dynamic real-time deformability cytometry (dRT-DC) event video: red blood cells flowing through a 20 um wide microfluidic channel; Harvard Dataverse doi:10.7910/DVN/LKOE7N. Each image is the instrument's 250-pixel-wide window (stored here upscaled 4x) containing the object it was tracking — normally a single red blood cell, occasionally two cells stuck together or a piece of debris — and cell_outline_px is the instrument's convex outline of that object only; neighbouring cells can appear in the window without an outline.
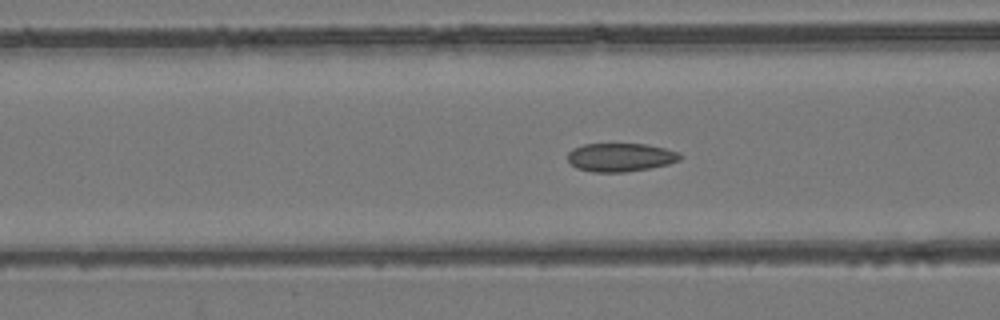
{"species": "common noctule bat (a hibernating species)", "species_latin": "Nyctalus noctula", "temperature_condition": "room temperature", "stored_images_in_passage": 48, "camera_frame_rate_fps": 3000, "um_per_image_px": 0.085, "animal": {"sex": "female", "body_mass_g": 24.6, "forearm_length_mm": 56.2}, "frame": {"image": 1, "passage_image": 16, "time_ms": 5.0, "image_size_px": [1000, 320], "cell_outline_px": [[684, 156], [680, 160], [668, 164], [648, 168], [624, 172], [592, 172], [576, 168], [568, 160], [568, 152], [572, 148], [584, 144], [648, 144], [680, 152]], "centroid_in_image_um": [52.75, 13.36], "position_along_channel_um": 113.8, "area_um2": 18.73}}
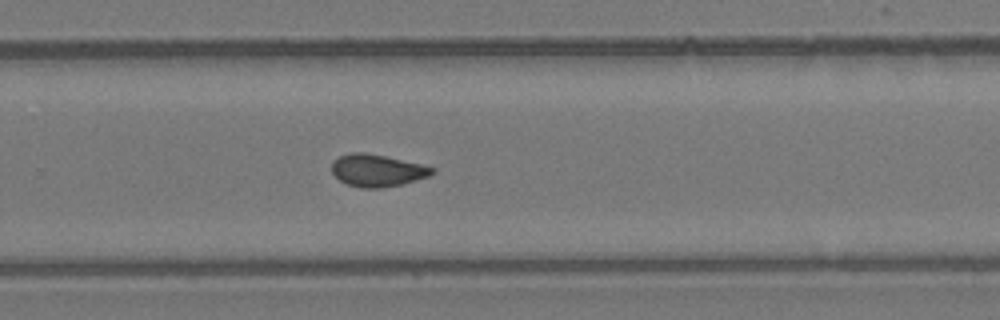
{"frame": {"image": 2, "passage_image": 30, "time_ms": 9.667, "image_size_px": [1000, 320], "cell_outline_px": [[436, 172], [428, 176], [400, 184], [384, 188], [360, 188], [348, 184], [340, 180], [332, 172], [332, 160], [340, 156], [352, 152], [364, 152], [384, 156], [420, 164], [436, 168]], "centroid_in_image_um": [32.05, 14.49], "position_along_channel_um": 297.8, "area_um2": 18.67}}
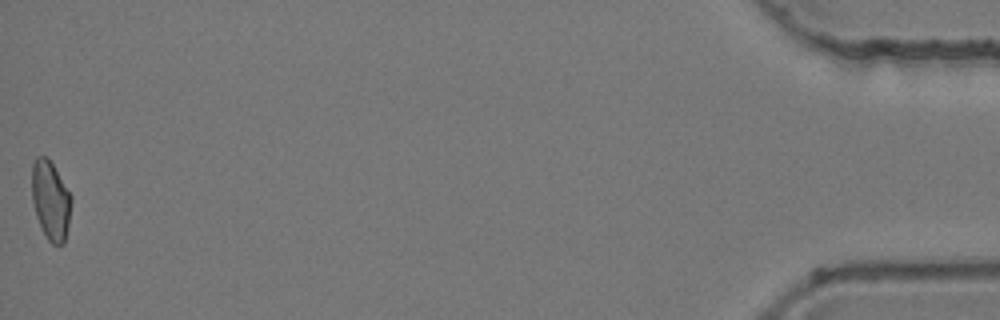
{"frame": {"image": 3, "passage_image": 48, "time_ms": 15.667, "image_size_px": [1000, 320], "cell_outline_px": [[72, 200], [68, 224], [64, 244], [52, 244], [48, 240], [36, 216], [32, 200], [32, 164], [36, 156], [44, 156], [52, 164], [72, 196]], "centroid_in_image_um": [4.3, 17.03], "position_along_channel_um": 430.9, "area_um2": 17.92}, "authors_computed_cell_mechanics": {"area_um2": 18.6694, "velocity_mm_per_s": 3.9428, "shape_relaxation_time_tau1_ms": null, "shape_relaxation_time_tau2_ms": 2.5158, "deformation_change_tau1": null, "deformation_change_tau2": 0.0674}}